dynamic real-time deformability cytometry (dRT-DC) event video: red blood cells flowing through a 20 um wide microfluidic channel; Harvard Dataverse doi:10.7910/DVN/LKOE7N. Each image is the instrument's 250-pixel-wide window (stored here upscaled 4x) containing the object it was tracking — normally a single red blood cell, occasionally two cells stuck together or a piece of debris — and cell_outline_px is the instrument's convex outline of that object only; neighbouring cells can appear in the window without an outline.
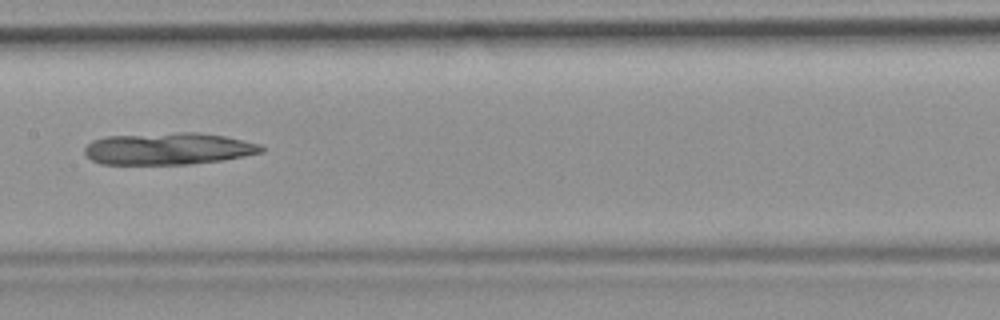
{"species": "common noctule bat (a hibernating species)", "species_latin": "Nyctalus noctula", "temperature_condition": "room temperature", "stored_images_in_passage": 35, "camera_frame_rate_fps": 3000, "um_per_image_px": 0.085, "animal": {"sex": "female", "body_mass_g": 19.9}, "frame": {"image": 1, "passage_image": 11, "time_ms": 3.333, "image_size_px": [1000, 320], "cell_outline_px": [[264, 152], [224, 160], [188, 164], [100, 164], [92, 160], [84, 152], [84, 148], [92, 140], [108, 136], [176, 132], [196, 132], [224, 136], [260, 144], [264, 148]], "centroid_in_image_um": [14.31, 12.64], "position_along_channel_um": 193.1, "area_um2": 32.95}}